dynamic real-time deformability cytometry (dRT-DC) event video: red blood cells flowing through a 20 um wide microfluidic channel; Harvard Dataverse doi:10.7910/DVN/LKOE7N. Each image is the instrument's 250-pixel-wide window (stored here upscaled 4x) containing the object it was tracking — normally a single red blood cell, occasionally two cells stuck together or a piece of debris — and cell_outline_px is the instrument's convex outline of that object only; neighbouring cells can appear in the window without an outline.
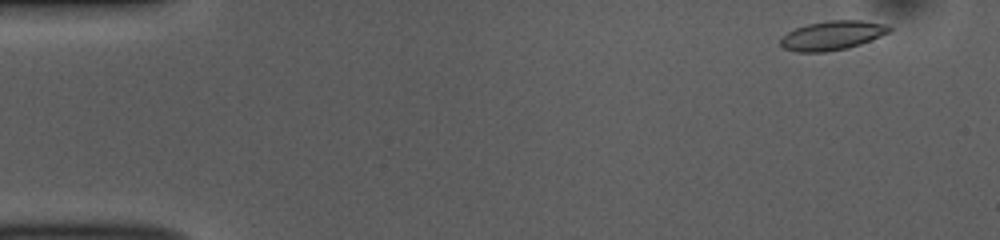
{"species": "common noctule bat (a hibernating species)", "species_latin": "Nyctalus noctula", "temperature_condition": "room temperature", "stored_images_in_passage": 49, "camera_frame_rate_fps": 3000, "um_per_image_px": 0.085, "animal": {"sex": "female", "body_mass_g": 10.0, "forearm_length_mm": 53.1}, "frame": {"image": 1, "passage_image": 1, "time_ms": 0.0, "image_size_px": [1000, 240], "cell_outline_px": [[892, 28], [888, 32], [880, 36], [860, 44], [848, 48], [824, 52], [796, 52], [784, 48], [780, 44], [780, 40], [788, 32], [796, 28], [808, 24], [828, 20], [860, 20], [888, 24]], "centroid_in_image_um": [70.75, 3.01], "position_along_channel_um": 14.3, "area_um2": 18.38}}
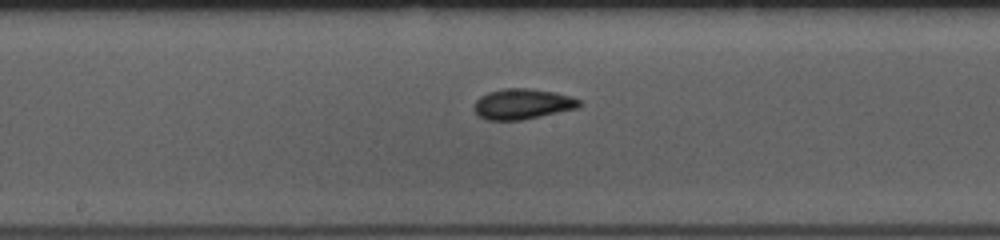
{"frame": {"image": 2, "passage_image": 24, "time_ms": 7.667, "image_size_px": [1000, 240], "cell_outline_px": [[584, 104], [576, 108], [540, 116], [520, 120], [488, 120], [476, 116], [472, 108], [476, 100], [480, 96], [488, 92], [504, 88], [528, 88], [556, 92], [572, 96], [580, 100]], "centroid_in_image_um": [44.38, 8.83], "position_along_channel_um": 203.8, "area_um2": 18.9}}
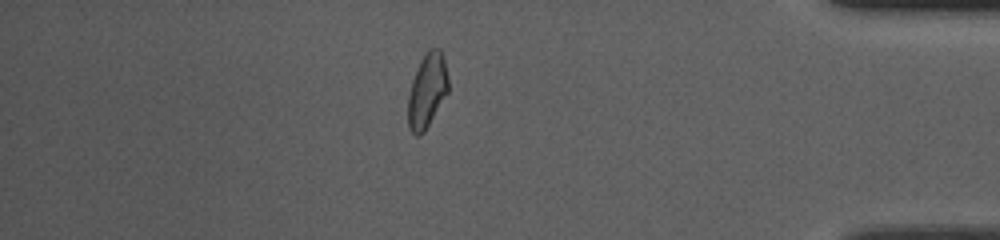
{"frame": {"image": 3, "passage_image": 42, "time_ms": 13.667, "image_size_px": [1000, 240], "cell_outline_px": [[448, 92], [424, 132], [420, 136], [416, 136], [408, 128], [408, 96], [412, 80], [416, 68], [420, 60], [428, 48], [440, 48], [444, 60], [448, 76]], "centroid_in_image_um": [36.29, 7.69], "position_along_channel_um": 398.9, "area_um2": 17.51}, "authors_computed_cell_mechanics": {"area_um2": 18.1492, "velocity_mm_per_s": 3.8538, "shape_relaxation_time_tau1_ms": 5.0329, "shape_relaxation_time_tau2_ms": 1.3885, "deformation_change_tau1": 0.1392, "deformation_change_tau2": 0.0746}}